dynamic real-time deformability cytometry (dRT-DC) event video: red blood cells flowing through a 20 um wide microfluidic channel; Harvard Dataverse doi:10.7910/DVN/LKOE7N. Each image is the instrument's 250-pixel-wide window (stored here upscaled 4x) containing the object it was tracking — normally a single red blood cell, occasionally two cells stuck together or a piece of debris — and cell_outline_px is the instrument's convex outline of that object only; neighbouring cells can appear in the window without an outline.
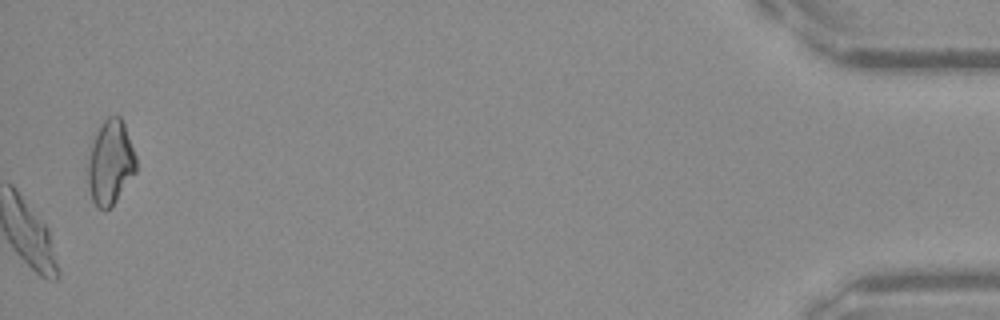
{"species": "Egyptian fruit bat (a non-hibernating species)", "species_latin": "Rousettus aegyptiacus", "temperature_condition": "warm", "stored_images_in_passage": 52, "camera_frame_rate_fps": 3000, "um_per_image_px": 0.085, "frame": {"image": 1, "passage_image": 52, "time_ms": 17.0, "image_size_px": [1000, 320], "cell_outline_px": [[136, 172], [116, 200], [104, 212], [96, 208], [92, 200], [88, 184], [88, 148], [100, 124], [108, 116], [120, 116], [124, 124], [136, 156]], "centroid_in_image_um": [9.35, 13.81], "position_along_channel_um": 425.8, "area_um2": 23.93}, "authors_computed_cell_mechanics": {"area_um2": 22.5131, "velocity_mm_per_s": 3.8565, "shape_relaxation_time_tau1_ms": null, "shape_relaxation_time_tau2_ms": 5.1642, "deformation_change_tau1": null, "deformation_change_tau2": 0.1095}}